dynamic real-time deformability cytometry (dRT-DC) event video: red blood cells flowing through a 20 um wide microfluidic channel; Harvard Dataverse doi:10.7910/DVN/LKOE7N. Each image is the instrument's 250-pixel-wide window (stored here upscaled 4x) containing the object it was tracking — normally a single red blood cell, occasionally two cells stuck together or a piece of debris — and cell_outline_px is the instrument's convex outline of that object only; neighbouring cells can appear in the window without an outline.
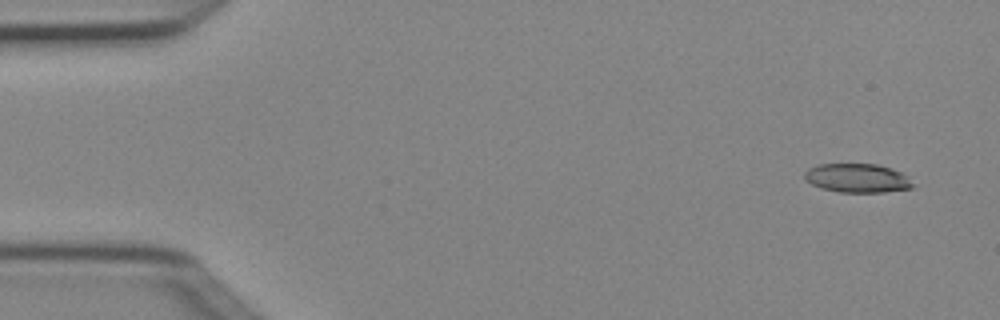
{"species": "Egyptian fruit bat (a non-hibernating species)", "species_latin": "Rousettus aegyptiacus", "temperature_condition": "cold", "stored_images_in_passage": 4, "camera_frame_rate_fps": 3000, "um_per_image_px": 0.085, "animal": {"sex": "female"}, "frame": {"image": 1, "passage_image": 1, "time_ms": 0.0, "image_size_px": [1000, 320], "cell_outline_px": [[912, 188], [884, 192], [840, 192], [824, 188], [812, 184], [804, 180], [804, 172], [808, 168], [820, 164], [876, 164], [892, 168], [908, 176], [912, 184]], "centroid_in_image_um": [72.86, 15.13], "position_along_channel_um": 12.1, "area_um2": 18.15}}
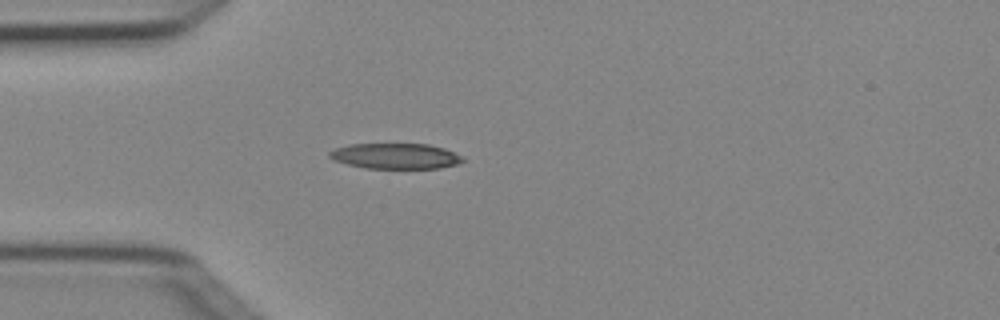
{"frame": {"image": 2, "passage_image": 4, "time_ms": 1.0, "image_size_px": [1000, 320], "cell_outline_px": [[464, 160], [456, 164], [440, 168], [364, 168], [332, 160], [328, 156], [328, 152], [336, 148], [348, 144], [428, 144], [444, 148], [464, 156]], "centroid_in_image_um": [33.6, 13.26], "position_along_channel_um": 51.4, "area_um2": 19.88}}